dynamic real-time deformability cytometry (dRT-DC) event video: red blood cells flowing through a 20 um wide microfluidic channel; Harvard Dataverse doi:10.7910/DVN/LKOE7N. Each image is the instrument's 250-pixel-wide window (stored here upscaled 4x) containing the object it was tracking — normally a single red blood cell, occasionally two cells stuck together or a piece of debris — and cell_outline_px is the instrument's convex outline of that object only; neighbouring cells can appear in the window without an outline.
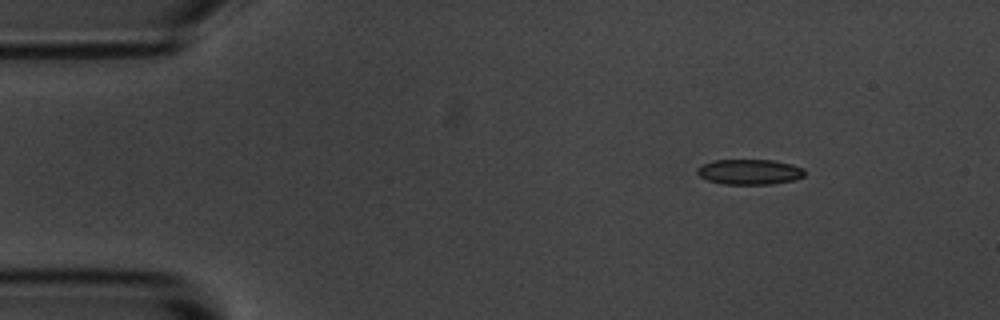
{"species": "common noctule bat (a hibernating species)", "species_latin": "Nyctalus noctula", "temperature_condition": "room temperature", "stored_images_in_passage": 4, "segment_of_instrument_passage": [1, 2], "camera_frame_rate_fps": 3000, "um_per_image_px": 0.085, "animal": {"sex": "male", "body_mass_g": 20.1, "forearm_length_mm": 53.5}, "frame": {"image": 1, "passage_image": 1, "time_ms": 0.0, "image_size_px": [1000, 320], "cell_outline_px": [[804, 176], [796, 180], [768, 184], [724, 184], [708, 180], [700, 176], [696, 172], [696, 168], [700, 164], [712, 160], [772, 160], [792, 164], [804, 168]], "centroid_in_image_um": [63.69, 14.6], "position_along_channel_um": 21.3, "area_um2": 15.95}}